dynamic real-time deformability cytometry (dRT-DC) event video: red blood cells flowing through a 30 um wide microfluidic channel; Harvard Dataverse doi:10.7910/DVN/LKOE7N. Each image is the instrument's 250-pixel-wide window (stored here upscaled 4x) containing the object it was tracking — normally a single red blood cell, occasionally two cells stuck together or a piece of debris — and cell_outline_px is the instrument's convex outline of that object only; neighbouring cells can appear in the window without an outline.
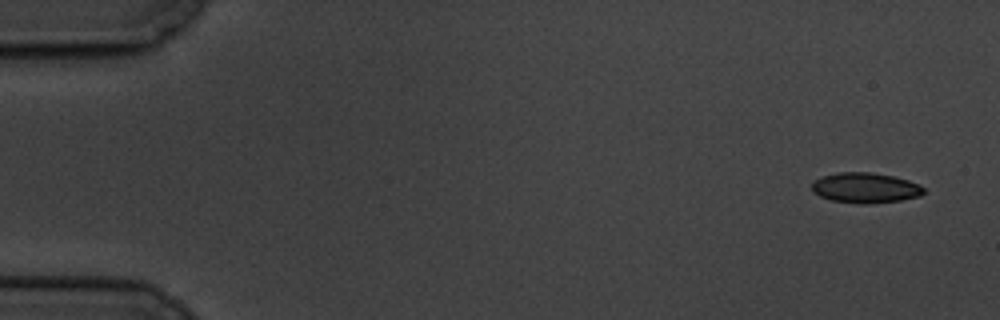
{"species": "common noctule bat (a hibernating species)", "species_latin": "Nyctalus noctula", "temperature_condition": "cold", "stored_images_in_passage": 10, "camera_frame_rate_fps": 3000, "um_per_image_px": 0.085, "animal": {"sex": "male", "body_mass_g": 19.5, "forearm_length_mm": 54.6}, "frame": {"image": 1, "passage_image": 1, "time_ms": 0.0, "image_size_px": [1000, 320], "cell_outline_px": [[924, 192], [920, 196], [900, 200], [872, 204], [860, 204], [832, 200], [820, 196], [812, 192], [812, 184], [816, 180], [824, 176], [840, 172], [872, 172], [892, 176], [908, 180], [924, 188]], "centroid_in_image_um": [73.55, 15.97], "position_along_channel_um": 11.5, "area_um2": 19.59}}
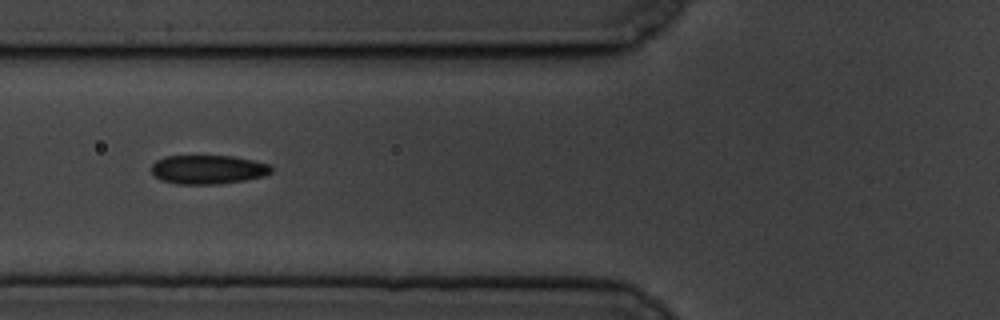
{"frame": {"image": 2, "passage_image": 7, "time_ms": 6.667, "image_size_px": [1000, 320], "cell_outline_px": [[272, 172], [264, 176], [244, 180], [216, 184], [176, 184], [160, 180], [152, 172], [152, 164], [156, 160], [164, 156], [232, 156], [252, 160], [268, 164], [272, 168]], "centroid_in_image_um": [17.66, 14.41], "position_along_channel_um": 108.1, "area_um2": 20.17}}
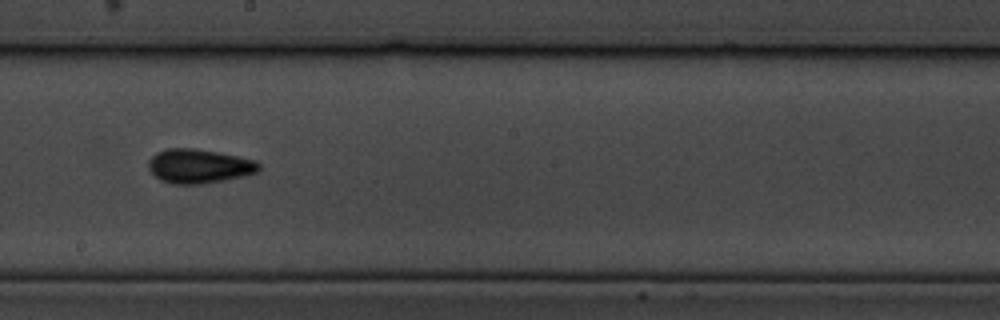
{"frame": {"image": 3, "passage_image": 10, "time_ms": 10.333, "image_size_px": [1000, 320], "cell_outline_px": [[260, 168], [256, 172], [244, 176], [224, 180], [200, 184], [172, 184], [160, 180], [148, 168], [148, 160], [156, 152], [168, 148], [192, 148], [216, 152], [256, 160], [260, 164]], "centroid_in_image_um": [16.89, 14.12], "position_along_channel_um": 231.3, "area_um2": 21.91}}